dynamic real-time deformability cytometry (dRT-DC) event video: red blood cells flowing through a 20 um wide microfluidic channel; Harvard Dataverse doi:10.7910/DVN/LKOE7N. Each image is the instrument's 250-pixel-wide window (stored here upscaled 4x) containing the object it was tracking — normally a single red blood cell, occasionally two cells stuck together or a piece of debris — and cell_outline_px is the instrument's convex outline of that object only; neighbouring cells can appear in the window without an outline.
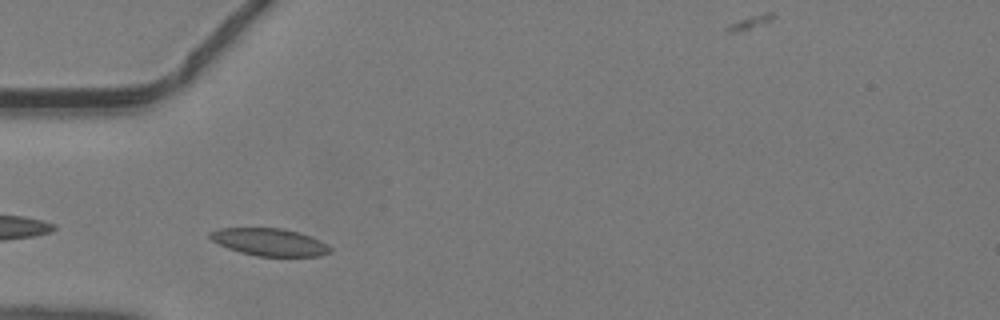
{"species": "common noctule bat (a hibernating species)", "species_latin": "Nyctalus noctula", "temperature_condition": "warm", "stored_images_in_passage": 28, "camera_frame_rate_fps": 3000, "um_per_image_px": 0.085, "animal": {"sex": "male", "body_mass_g": 19.2, "forearm_length_mm": 51.8}, "frame": {"image": 1, "passage_image": 5, "time_ms": 1.333, "image_size_px": [1000, 320], "cell_outline_px": [[332, 252], [320, 256], [256, 256], [240, 252], [228, 248], [212, 240], [208, 236], [208, 232], [220, 228], [284, 228], [300, 232], [312, 236], [328, 244], [332, 248]], "centroid_in_image_um": [22.95, 20.57], "position_along_channel_um": 62.0, "area_um2": 19.42}}
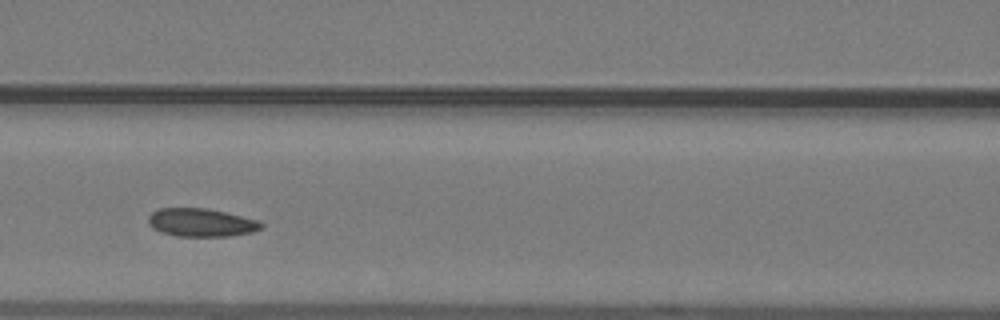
{"frame": {"image": 2, "passage_image": 11, "time_ms": 3.333, "image_size_px": [1000, 320], "cell_outline_px": [[264, 224], [260, 228], [252, 232], [232, 236], [176, 236], [160, 232], [152, 228], [148, 224], [148, 216], [156, 208], [204, 208], [224, 212], [260, 220]], "centroid_in_image_um": [17.07, 18.92], "position_along_channel_um": 149.5, "area_um2": 18.67}}
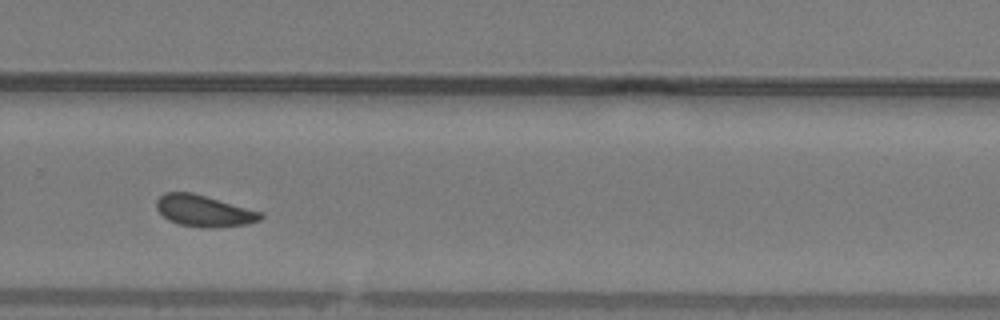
{"frame": {"image": 3, "passage_image": 22, "time_ms": 7.0, "image_size_px": [1000, 320], "cell_outline_px": [[264, 216], [260, 220], [248, 224], [212, 228], [208, 228], [180, 224], [168, 220], [156, 208], [156, 200], [164, 192], [192, 192], [264, 212]], "centroid_in_image_um": [17.37, 17.92], "position_along_channel_um": 312.4, "area_um2": 19.19}}